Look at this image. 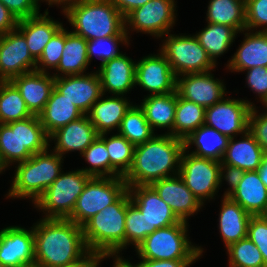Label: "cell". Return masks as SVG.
I'll return each mask as SVG.
<instances>
[{
	"mask_svg": "<svg viewBox=\"0 0 267 267\" xmlns=\"http://www.w3.org/2000/svg\"><path fill=\"white\" fill-rule=\"evenodd\" d=\"M34 253L38 267H64L86 258L89 251L83 228L68 219H45L35 223Z\"/></svg>",
	"mask_w": 267,
	"mask_h": 267,
	"instance_id": "1",
	"label": "cell"
},
{
	"mask_svg": "<svg viewBox=\"0 0 267 267\" xmlns=\"http://www.w3.org/2000/svg\"><path fill=\"white\" fill-rule=\"evenodd\" d=\"M184 140L170 134H155L135 146L132 166L123 177L127 187L151 185L163 178L178 175Z\"/></svg>",
	"mask_w": 267,
	"mask_h": 267,
	"instance_id": "2",
	"label": "cell"
},
{
	"mask_svg": "<svg viewBox=\"0 0 267 267\" xmlns=\"http://www.w3.org/2000/svg\"><path fill=\"white\" fill-rule=\"evenodd\" d=\"M64 16L74 27L72 32L87 41L106 37H129L125 32V17L111 0H80L70 6Z\"/></svg>",
	"mask_w": 267,
	"mask_h": 267,
	"instance_id": "3",
	"label": "cell"
},
{
	"mask_svg": "<svg viewBox=\"0 0 267 267\" xmlns=\"http://www.w3.org/2000/svg\"><path fill=\"white\" fill-rule=\"evenodd\" d=\"M45 151L17 163L15 175L7 199L29 198L34 204L62 172L63 157L56 152Z\"/></svg>",
	"mask_w": 267,
	"mask_h": 267,
	"instance_id": "4",
	"label": "cell"
},
{
	"mask_svg": "<svg viewBox=\"0 0 267 267\" xmlns=\"http://www.w3.org/2000/svg\"><path fill=\"white\" fill-rule=\"evenodd\" d=\"M50 143L36 115L22 121L0 123V163L5 169L45 151Z\"/></svg>",
	"mask_w": 267,
	"mask_h": 267,
	"instance_id": "5",
	"label": "cell"
},
{
	"mask_svg": "<svg viewBox=\"0 0 267 267\" xmlns=\"http://www.w3.org/2000/svg\"><path fill=\"white\" fill-rule=\"evenodd\" d=\"M127 190L115 203L94 215L83 226L85 243L91 253H120L125 249Z\"/></svg>",
	"mask_w": 267,
	"mask_h": 267,
	"instance_id": "6",
	"label": "cell"
},
{
	"mask_svg": "<svg viewBox=\"0 0 267 267\" xmlns=\"http://www.w3.org/2000/svg\"><path fill=\"white\" fill-rule=\"evenodd\" d=\"M188 224L181 220L155 230L135 248L136 255L146 260H198L204 249L190 242Z\"/></svg>",
	"mask_w": 267,
	"mask_h": 267,
	"instance_id": "7",
	"label": "cell"
},
{
	"mask_svg": "<svg viewBox=\"0 0 267 267\" xmlns=\"http://www.w3.org/2000/svg\"><path fill=\"white\" fill-rule=\"evenodd\" d=\"M91 176L77 169L64 173L34 203L45 219H68Z\"/></svg>",
	"mask_w": 267,
	"mask_h": 267,
	"instance_id": "8",
	"label": "cell"
},
{
	"mask_svg": "<svg viewBox=\"0 0 267 267\" xmlns=\"http://www.w3.org/2000/svg\"><path fill=\"white\" fill-rule=\"evenodd\" d=\"M178 175L203 206L206 200L217 195L222 182L226 181L221 162L194 156L189 150L183 151Z\"/></svg>",
	"mask_w": 267,
	"mask_h": 267,
	"instance_id": "9",
	"label": "cell"
},
{
	"mask_svg": "<svg viewBox=\"0 0 267 267\" xmlns=\"http://www.w3.org/2000/svg\"><path fill=\"white\" fill-rule=\"evenodd\" d=\"M127 190L123 177H91L68 220L83 226L94 215L115 203Z\"/></svg>",
	"mask_w": 267,
	"mask_h": 267,
	"instance_id": "10",
	"label": "cell"
},
{
	"mask_svg": "<svg viewBox=\"0 0 267 267\" xmlns=\"http://www.w3.org/2000/svg\"><path fill=\"white\" fill-rule=\"evenodd\" d=\"M165 38L159 51L167 58L176 77L214 71L216 64L194 35L168 33Z\"/></svg>",
	"mask_w": 267,
	"mask_h": 267,
	"instance_id": "11",
	"label": "cell"
},
{
	"mask_svg": "<svg viewBox=\"0 0 267 267\" xmlns=\"http://www.w3.org/2000/svg\"><path fill=\"white\" fill-rule=\"evenodd\" d=\"M175 0H150L145 5L131 11L125 17V32L132 31L150 34L160 38L171 33L176 21Z\"/></svg>",
	"mask_w": 267,
	"mask_h": 267,
	"instance_id": "12",
	"label": "cell"
},
{
	"mask_svg": "<svg viewBox=\"0 0 267 267\" xmlns=\"http://www.w3.org/2000/svg\"><path fill=\"white\" fill-rule=\"evenodd\" d=\"M245 99L223 98L205 108V125L229 138L243 135L248 131L249 115L254 103Z\"/></svg>",
	"mask_w": 267,
	"mask_h": 267,
	"instance_id": "13",
	"label": "cell"
},
{
	"mask_svg": "<svg viewBox=\"0 0 267 267\" xmlns=\"http://www.w3.org/2000/svg\"><path fill=\"white\" fill-rule=\"evenodd\" d=\"M230 186L224 193L252 216L267 215V188L257 171H244L226 177Z\"/></svg>",
	"mask_w": 267,
	"mask_h": 267,
	"instance_id": "14",
	"label": "cell"
},
{
	"mask_svg": "<svg viewBox=\"0 0 267 267\" xmlns=\"http://www.w3.org/2000/svg\"><path fill=\"white\" fill-rule=\"evenodd\" d=\"M36 70V60L29 52L24 35L16 28L0 35V81Z\"/></svg>",
	"mask_w": 267,
	"mask_h": 267,
	"instance_id": "15",
	"label": "cell"
},
{
	"mask_svg": "<svg viewBox=\"0 0 267 267\" xmlns=\"http://www.w3.org/2000/svg\"><path fill=\"white\" fill-rule=\"evenodd\" d=\"M176 84L177 77L161 52L149 54L136 62L135 85L148 91V95L175 92Z\"/></svg>",
	"mask_w": 267,
	"mask_h": 267,
	"instance_id": "16",
	"label": "cell"
},
{
	"mask_svg": "<svg viewBox=\"0 0 267 267\" xmlns=\"http://www.w3.org/2000/svg\"><path fill=\"white\" fill-rule=\"evenodd\" d=\"M212 70L177 77L176 91L181 98L204 108L221 101L226 93L223 80L215 79Z\"/></svg>",
	"mask_w": 267,
	"mask_h": 267,
	"instance_id": "17",
	"label": "cell"
},
{
	"mask_svg": "<svg viewBox=\"0 0 267 267\" xmlns=\"http://www.w3.org/2000/svg\"><path fill=\"white\" fill-rule=\"evenodd\" d=\"M131 202L141 211L147 221V236L155 230L179 223L175 215L151 185L128 187Z\"/></svg>",
	"mask_w": 267,
	"mask_h": 267,
	"instance_id": "18",
	"label": "cell"
},
{
	"mask_svg": "<svg viewBox=\"0 0 267 267\" xmlns=\"http://www.w3.org/2000/svg\"><path fill=\"white\" fill-rule=\"evenodd\" d=\"M0 261L6 267L35 264L33 227L9 226L0 230Z\"/></svg>",
	"mask_w": 267,
	"mask_h": 267,
	"instance_id": "19",
	"label": "cell"
},
{
	"mask_svg": "<svg viewBox=\"0 0 267 267\" xmlns=\"http://www.w3.org/2000/svg\"><path fill=\"white\" fill-rule=\"evenodd\" d=\"M242 139L230 138L221 161L226 177L244 171H257L265 153L254 136L247 131ZM235 139V140H234Z\"/></svg>",
	"mask_w": 267,
	"mask_h": 267,
	"instance_id": "20",
	"label": "cell"
},
{
	"mask_svg": "<svg viewBox=\"0 0 267 267\" xmlns=\"http://www.w3.org/2000/svg\"><path fill=\"white\" fill-rule=\"evenodd\" d=\"M55 88L87 115L92 105L101 97L98 72L55 78Z\"/></svg>",
	"mask_w": 267,
	"mask_h": 267,
	"instance_id": "21",
	"label": "cell"
},
{
	"mask_svg": "<svg viewBox=\"0 0 267 267\" xmlns=\"http://www.w3.org/2000/svg\"><path fill=\"white\" fill-rule=\"evenodd\" d=\"M151 186L182 221L188 222L190 216L197 214L202 209L203 205L187 188L179 175L155 181Z\"/></svg>",
	"mask_w": 267,
	"mask_h": 267,
	"instance_id": "22",
	"label": "cell"
},
{
	"mask_svg": "<svg viewBox=\"0 0 267 267\" xmlns=\"http://www.w3.org/2000/svg\"><path fill=\"white\" fill-rule=\"evenodd\" d=\"M25 101L32 115L38 116L44 109L55 87V77L50 73L32 71L10 80Z\"/></svg>",
	"mask_w": 267,
	"mask_h": 267,
	"instance_id": "23",
	"label": "cell"
},
{
	"mask_svg": "<svg viewBox=\"0 0 267 267\" xmlns=\"http://www.w3.org/2000/svg\"><path fill=\"white\" fill-rule=\"evenodd\" d=\"M136 62L122 54L100 64L97 72L101 81L104 95H126L135 85ZM106 92V93H105Z\"/></svg>",
	"mask_w": 267,
	"mask_h": 267,
	"instance_id": "24",
	"label": "cell"
},
{
	"mask_svg": "<svg viewBox=\"0 0 267 267\" xmlns=\"http://www.w3.org/2000/svg\"><path fill=\"white\" fill-rule=\"evenodd\" d=\"M98 136L88 115H83L53 132L49 141L55 142L52 150L63 157L69 151H79L82 154Z\"/></svg>",
	"mask_w": 267,
	"mask_h": 267,
	"instance_id": "25",
	"label": "cell"
},
{
	"mask_svg": "<svg viewBox=\"0 0 267 267\" xmlns=\"http://www.w3.org/2000/svg\"><path fill=\"white\" fill-rule=\"evenodd\" d=\"M247 31V32H246ZM244 40L227 62V69L232 72L261 66L267 67V32L244 30Z\"/></svg>",
	"mask_w": 267,
	"mask_h": 267,
	"instance_id": "26",
	"label": "cell"
},
{
	"mask_svg": "<svg viewBox=\"0 0 267 267\" xmlns=\"http://www.w3.org/2000/svg\"><path fill=\"white\" fill-rule=\"evenodd\" d=\"M102 97H104V94L92 105L91 110L87 114L90 122L96 128L99 135L109 134L115 129L118 132L125 113L133 104L123 95H113L108 98Z\"/></svg>",
	"mask_w": 267,
	"mask_h": 267,
	"instance_id": "27",
	"label": "cell"
},
{
	"mask_svg": "<svg viewBox=\"0 0 267 267\" xmlns=\"http://www.w3.org/2000/svg\"><path fill=\"white\" fill-rule=\"evenodd\" d=\"M48 9L44 14L19 20L17 29L24 35L32 57L37 61L54 34L63 26L51 18Z\"/></svg>",
	"mask_w": 267,
	"mask_h": 267,
	"instance_id": "28",
	"label": "cell"
},
{
	"mask_svg": "<svg viewBox=\"0 0 267 267\" xmlns=\"http://www.w3.org/2000/svg\"><path fill=\"white\" fill-rule=\"evenodd\" d=\"M221 202L218 226L227 248L230 244L247 237L248 224L252 215L231 200L225 193Z\"/></svg>",
	"mask_w": 267,
	"mask_h": 267,
	"instance_id": "29",
	"label": "cell"
},
{
	"mask_svg": "<svg viewBox=\"0 0 267 267\" xmlns=\"http://www.w3.org/2000/svg\"><path fill=\"white\" fill-rule=\"evenodd\" d=\"M84 114L55 87L43 111L38 115L48 136L57 129L82 117Z\"/></svg>",
	"mask_w": 267,
	"mask_h": 267,
	"instance_id": "30",
	"label": "cell"
},
{
	"mask_svg": "<svg viewBox=\"0 0 267 267\" xmlns=\"http://www.w3.org/2000/svg\"><path fill=\"white\" fill-rule=\"evenodd\" d=\"M176 105L177 91L163 95H147L142 99L139 107L144 111L146 120L153 131L156 128H167L165 134L173 136Z\"/></svg>",
	"mask_w": 267,
	"mask_h": 267,
	"instance_id": "31",
	"label": "cell"
},
{
	"mask_svg": "<svg viewBox=\"0 0 267 267\" xmlns=\"http://www.w3.org/2000/svg\"><path fill=\"white\" fill-rule=\"evenodd\" d=\"M229 139L228 136L204 124L184 139V147L188 150L190 145H195L196 149L190 154L221 162Z\"/></svg>",
	"mask_w": 267,
	"mask_h": 267,
	"instance_id": "32",
	"label": "cell"
},
{
	"mask_svg": "<svg viewBox=\"0 0 267 267\" xmlns=\"http://www.w3.org/2000/svg\"><path fill=\"white\" fill-rule=\"evenodd\" d=\"M89 59L87 55V40L65 29V45L56 73L57 77L87 73ZM61 72V73H60Z\"/></svg>",
	"mask_w": 267,
	"mask_h": 267,
	"instance_id": "33",
	"label": "cell"
},
{
	"mask_svg": "<svg viewBox=\"0 0 267 267\" xmlns=\"http://www.w3.org/2000/svg\"><path fill=\"white\" fill-rule=\"evenodd\" d=\"M206 22L228 25L242 33L246 29L245 0H210Z\"/></svg>",
	"mask_w": 267,
	"mask_h": 267,
	"instance_id": "34",
	"label": "cell"
},
{
	"mask_svg": "<svg viewBox=\"0 0 267 267\" xmlns=\"http://www.w3.org/2000/svg\"><path fill=\"white\" fill-rule=\"evenodd\" d=\"M237 34L238 32L228 25L207 22L206 27L194 36L211 60L217 64L216 59L229 50Z\"/></svg>",
	"mask_w": 267,
	"mask_h": 267,
	"instance_id": "35",
	"label": "cell"
},
{
	"mask_svg": "<svg viewBox=\"0 0 267 267\" xmlns=\"http://www.w3.org/2000/svg\"><path fill=\"white\" fill-rule=\"evenodd\" d=\"M106 145L110 158V177H124L132 166L135 146L119 135L98 136Z\"/></svg>",
	"mask_w": 267,
	"mask_h": 267,
	"instance_id": "36",
	"label": "cell"
},
{
	"mask_svg": "<svg viewBox=\"0 0 267 267\" xmlns=\"http://www.w3.org/2000/svg\"><path fill=\"white\" fill-rule=\"evenodd\" d=\"M205 124V108L181 98L177 93V105L173 124V136L184 140Z\"/></svg>",
	"mask_w": 267,
	"mask_h": 267,
	"instance_id": "37",
	"label": "cell"
},
{
	"mask_svg": "<svg viewBox=\"0 0 267 267\" xmlns=\"http://www.w3.org/2000/svg\"><path fill=\"white\" fill-rule=\"evenodd\" d=\"M118 134L137 146L150 140L155 135V131L146 120L144 111L135 104L125 113Z\"/></svg>",
	"mask_w": 267,
	"mask_h": 267,
	"instance_id": "38",
	"label": "cell"
},
{
	"mask_svg": "<svg viewBox=\"0 0 267 267\" xmlns=\"http://www.w3.org/2000/svg\"><path fill=\"white\" fill-rule=\"evenodd\" d=\"M31 116L17 88L10 81H0V123L22 121Z\"/></svg>",
	"mask_w": 267,
	"mask_h": 267,
	"instance_id": "39",
	"label": "cell"
},
{
	"mask_svg": "<svg viewBox=\"0 0 267 267\" xmlns=\"http://www.w3.org/2000/svg\"><path fill=\"white\" fill-rule=\"evenodd\" d=\"M229 267H265L262 253L249 239L244 238L227 248Z\"/></svg>",
	"mask_w": 267,
	"mask_h": 267,
	"instance_id": "40",
	"label": "cell"
},
{
	"mask_svg": "<svg viewBox=\"0 0 267 267\" xmlns=\"http://www.w3.org/2000/svg\"><path fill=\"white\" fill-rule=\"evenodd\" d=\"M90 164L88 168H81L91 177H110V158L105 143L97 137L81 154Z\"/></svg>",
	"mask_w": 267,
	"mask_h": 267,
	"instance_id": "41",
	"label": "cell"
},
{
	"mask_svg": "<svg viewBox=\"0 0 267 267\" xmlns=\"http://www.w3.org/2000/svg\"><path fill=\"white\" fill-rule=\"evenodd\" d=\"M146 237V218L130 200L126 206L125 249L131 244L134 246V248H137Z\"/></svg>",
	"mask_w": 267,
	"mask_h": 267,
	"instance_id": "42",
	"label": "cell"
},
{
	"mask_svg": "<svg viewBox=\"0 0 267 267\" xmlns=\"http://www.w3.org/2000/svg\"><path fill=\"white\" fill-rule=\"evenodd\" d=\"M130 37H106L87 41V55L89 62L96 55L100 58L101 63L111 60L112 58L121 56L123 53L119 51V44L129 45Z\"/></svg>",
	"mask_w": 267,
	"mask_h": 267,
	"instance_id": "43",
	"label": "cell"
},
{
	"mask_svg": "<svg viewBox=\"0 0 267 267\" xmlns=\"http://www.w3.org/2000/svg\"><path fill=\"white\" fill-rule=\"evenodd\" d=\"M65 45V28L62 26L44 47L43 53L36 61V71L49 73L57 69ZM48 69V70H47Z\"/></svg>",
	"mask_w": 267,
	"mask_h": 267,
	"instance_id": "44",
	"label": "cell"
},
{
	"mask_svg": "<svg viewBox=\"0 0 267 267\" xmlns=\"http://www.w3.org/2000/svg\"><path fill=\"white\" fill-rule=\"evenodd\" d=\"M246 30L267 32V0H245Z\"/></svg>",
	"mask_w": 267,
	"mask_h": 267,
	"instance_id": "45",
	"label": "cell"
},
{
	"mask_svg": "<svg viewBox=\"0 0 267 267\" xmlns=\"http://www.w3.org/2000/svg\"><path fill=\"white\" fill-rule=\"evenodd\" d=\"M247 238L258 247L267 266V215L251 216Z\"/></svg>",
	"mask_w": 267,
	"mask_h": 267,
	"instance_id": "46",
	"label": "cell"
},
{
	"mask_svg": "<svg viewBox=\"0 0 267 267\" xmlns=\"http://www.w3.org/2000/svg\"><path fill=\"white\" fill-rule=\"evenodd\" d=\"M246 83L264 105L267 102V67H252L247 70Z\"/></svg>",
	"mask_w": 267,
	"mask_h": 267,
	"instance_id": "47",
	"label": "cell"
},
{
	"mask_svg": "<svg viewBox=\"0 0 267 267\" xmlns=\"http://www.w3.org/2000/svg\"><path fill=\"white\" fill-rule=\"evenodd\" d=\"M258 112L256 106L252 107L248 131L254 136L264 152H267V110L262 114H258Z\"/></svg>",
	"mask_w": 267,
	"mask_h": 267,
	"instance_id": "48",
	"label": "cell"
},
{
	"mask_svg": "<svg viewBox=\"0 0 267 267\" xmlns=\"http://www.w3.org/2000/svg\"><path fill=\"white\" fill-rule=\"evenodd\" d=\"M0 2L18 19L40 14L38 0H0Z\"/></svg>",
	"mask_w": 267,
	"mask_h": 267,
	"instance_id": "49",
	"label": "cell"
},
{
	"mask_svg": "<svg viewBox=\"0 0 267 267\" xmlns=\"http://www.w3.org/2000/svg\"><path fill=\"white\" fill-rule=\"evenodd\" d=\"M19 20L0 2V35L17 28Z\"/></svg>",
	"mask_w": 267,
	"mask_h": 267,
	"instance_id": "50",
	"label": "cell"
},
{
	"mask_svg": "<svg viewBox=\"0 0 267 267\" xmlns=\"http://www.w3.org/2000/svg\"><path fill=\"white\" fill-rule=\"evenodd\" d=\"M196 260H146L141 259L139 267H189Z\"/></svg>",
	"mask_w": 267,
	"mask_h": 267,
	"instance_id": "51",
	"label": "cell"
},
{
	"mask_svg": "<svg viewBox=\"0 0 267 267\" xmlns=\"http://www.w3.org/2000/svg\"><path fill=\"white\" fill-rule=\"evenodd\" d=\"M113 5L126 17L134 9L145 5L150 0H111Z\"/></svg>",
	"mask_w": 267,
	"mask_h": 267,
	"instance_id": "52",
	"label": "cell"
},
{
	"mask_svg": "<svg viewBox=\"0 0 267 267\" xmlns=\"http://www.w3.org/2000/svg\"><path fill=\"white\" fill-rule=\"evenodd\" d=\"M113 257L115 259L113 262V267H139L138 263L133 264L130 262V260L125 259L124 256H120V253H99V261L102 262L103 259ZM133 264V265H132Z\"/></svg>",
	"mask_w": 267,
	"mask_h": 267,
	"instance_id": "53",
	"label": "cell"
},
{
	"mask_svg": "<svg viewBox=\"0 0 267 267\" xmlns=\"http://www.w3.org/2000/svg\"><path fill=\"white\" fill-rule=\"evenodd\" d=\"M99 253H90L86 258L83 260L64 267H99L100 261H99Z\"/></svg>",
	"mask_w": 267,
	"mask_h": 267,
	"instance_id": "54",
	"label": "cell"
},
{
	"mask_svg": "<svg viewBox=\"0 0 267 267\" xmlns=\"http://www.w3.org/2000/svg\"><path fill=\"white\" fill-rule=\"evenodd\" d=\"M40 1L42 2H47V4L49 6L52 7V5H62V12L64 13L70 6L75 5L78 1L80 0H38L39 5H40Z\"/></svg>",
	"mask_w": 267,
	"mask_h": 267,
	"instance_id": "55",
	"label": "cell"
},
{
	"mask_svg": "<svg viewBox=\"0 0 267 267\" xmlns=\"http://www.w3.org/2000/svg\"><path fill=\"white\" fill-rule=\"evenodd\" d=\"M260 180L267 188V152L263 154L261 166L258 169Z\"/></svg>",
	"mask_w": 267,
	"mask_h": 267,
	"instance_id": "56",
	"label": "cell"
},
{
	"mask_svg": "<svg viewBox=\"0 0 267 267\" xmlns=\"http://www.w3.org/2000/svg\"><path fill=\"white\" fill-rule=\"evenodd\" d=\"M6 169L1 165L0 163V173H2L3 171H5Z\"/></svg>",
	"mask_w": 267,
	"mask_h": 267,
	"instance_id": "57",
	"label": "cell"
},
{
	"mask_svg": "<svg viewBox=\"0 0 267 267\" xmlns=\"http://www.w3.org/2000/svg\"><path fill=\"white\" fill-rule=\"evenodd\" d=\"M24 267H38V266L36 264H33V265L24 266Z\"/></svg>",
	"mask_w": 267,
	"mask_h": 267,
	"instance_id": "58",
	"label": "cell"
},
{
	"mask_svg": "<svg viewBox=\"0 0 267 267\" xmlns=\"http://www.w3.org/2000/svg\"><path fill=\"white\" fill-rule=\"evenodd\" d=\"M0 267H6V266H4V265L2 264V262L0 261Z\"/></svg>",
	"mask_w": 267,
	"mask_h": 267,
	"instance_id": "59",
	"label": "cell"
}]
</instances>
